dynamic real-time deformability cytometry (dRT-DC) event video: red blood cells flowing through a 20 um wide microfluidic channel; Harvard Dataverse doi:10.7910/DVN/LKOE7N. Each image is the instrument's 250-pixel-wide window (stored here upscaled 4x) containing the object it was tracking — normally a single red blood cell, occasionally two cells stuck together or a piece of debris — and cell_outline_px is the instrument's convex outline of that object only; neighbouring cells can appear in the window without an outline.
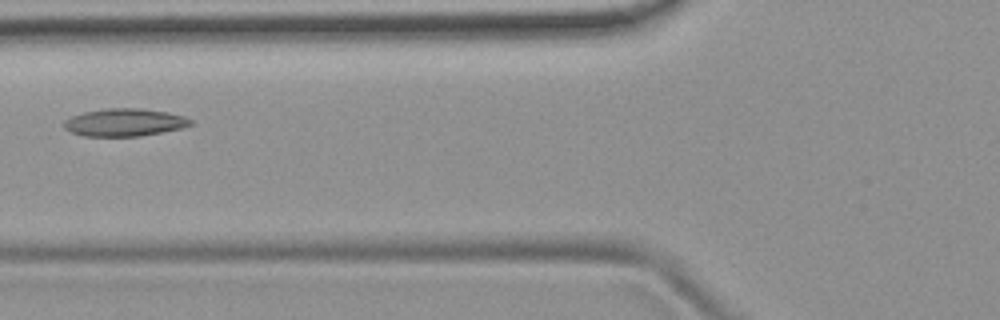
{"species": "common noctule bat (a hibernating species)", "species_latin": "Nyctalus noctula", "temperature_condition": "room temperature", "stored_images_in_passage": 2, "camera_frame_rate_fps": 3000, "um_per_image_px": 0.085, "animal": {"sex": "female", "body_mass_g": 19.9}, "frame": {"image": 1, "passage_image": 2, "time_ms": 1.333, "image_size_px": [1000, 320], "cell_outline_px": [[192, 124], [180, 128], [140, 136], [84, 136], [72, 132], [64, 128], [64, 120], [72, 116], [84, 112], [108, 108], [140, 108], [168, 112], [184, 116], [192, 120]], "centroid_in_image_um": [10.57, 10.4], "position_along_channel_um": 115.2, "area_um2": 20.23}}